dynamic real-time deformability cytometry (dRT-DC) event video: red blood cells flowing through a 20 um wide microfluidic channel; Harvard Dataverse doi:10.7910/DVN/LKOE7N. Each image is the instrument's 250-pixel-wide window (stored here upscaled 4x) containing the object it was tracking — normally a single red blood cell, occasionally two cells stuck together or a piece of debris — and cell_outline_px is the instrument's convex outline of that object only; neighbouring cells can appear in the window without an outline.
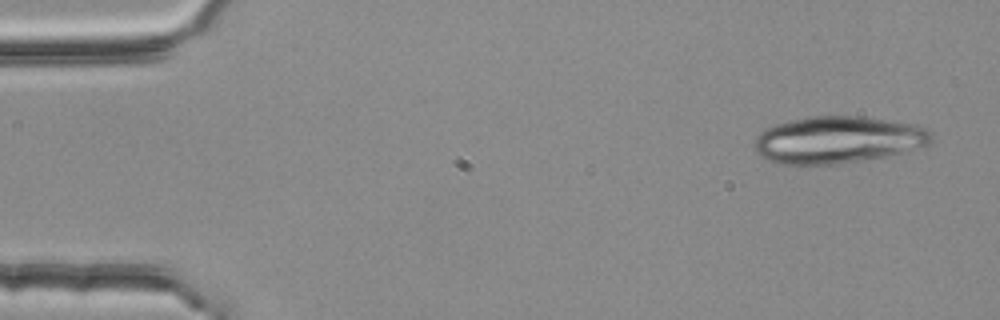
{"species": "common noctule bat (a hibernating species)", "species_latin": "Nyctalus noctula", "temperature_condition": "room temperature", "stored_images_in_passage": 4, "camera_frame_rate_fps": 3000, "um_per_image_px": 0.085, "animal": {"sex": "female", "body_mass_g": 25.1}, "frame": {"image": 1, "passage_image": 1, "time_ms": 0.0, "image_size_px": [1000, 320], "cell_outline_px": [[932, 140], [928, 144], [888, 156], [840, 164], [776, 164], [760, 156], [756, 152], [756, 136], [760, 132], [776, 124], [788, 120], [812, 116], [860, 116], [916, 124], [928, 128], [932, 132]], "centroid_in_image_um": [71.23, 11.88], "position_along_channel_um": 13.8, "area_um2": 48.55}}